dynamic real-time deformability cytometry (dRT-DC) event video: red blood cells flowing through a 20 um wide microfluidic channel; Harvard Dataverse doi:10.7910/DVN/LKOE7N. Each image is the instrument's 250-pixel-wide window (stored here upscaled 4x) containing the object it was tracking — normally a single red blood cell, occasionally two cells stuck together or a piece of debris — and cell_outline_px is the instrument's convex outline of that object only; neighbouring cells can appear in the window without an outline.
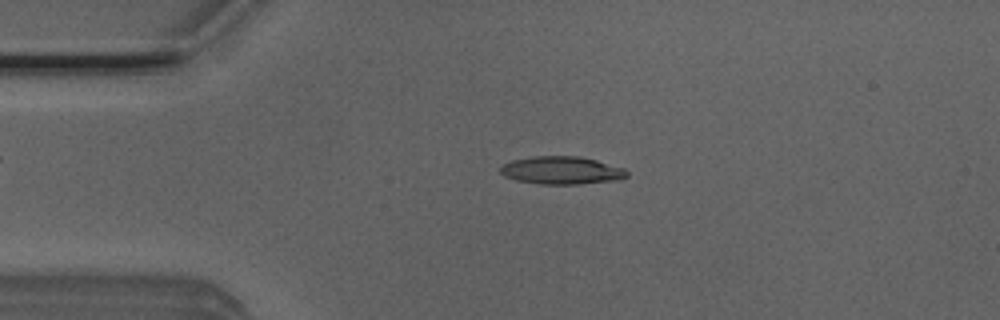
{"species": "Egyptian fruit bat (a non-hibernating species)", "species_latin": "Rousettus aegyptiacus", "temperature_condition": "room temperature", "stored_images_in_passage": 51, "camera_frame_rate_fps": 3000, "um_per_image_px": 0.085, "animal": {"sex": "male"}, "frame": {"image": 1, "passage_image": 10, "time_ms": 3.0, "image_size_px": [1000, 320], "cell_outline_px": [[628, 176], [620, 180], [576, 184], [540, 184], [516, 180], [504, 176], [500, 172], [500, 168], [504, 164], [512, 160], [532, 156], [580, 156], [596, 160], [624, 168], [628, 172]], "centroid_in_image_um": [47.75, 14.48], "position_along_channel_um": 37.2, "area_um2": 20.58}}
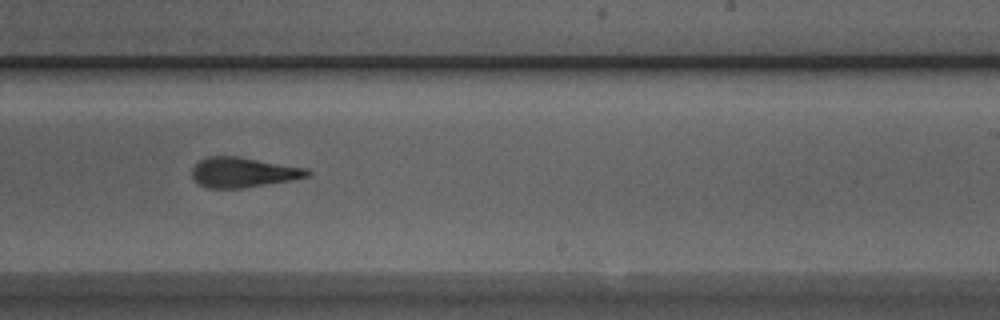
{"frame": {"image": 2, "passage_image": 30, "time_ms": 9.667, "image_size_px": [1000, 320], "cell_outline_px": [[312, 172], [308, 176], [292, 180], [240, 188], [208, 188], [200, 184], [192, 176], [192, 168], [200, 160], [208, 156], [240, 156], [308, 168]], "centroid_in_image_um": [20.7, 14.63], "position_along_channel_um": 268.3, "area_um2": 20.17}}
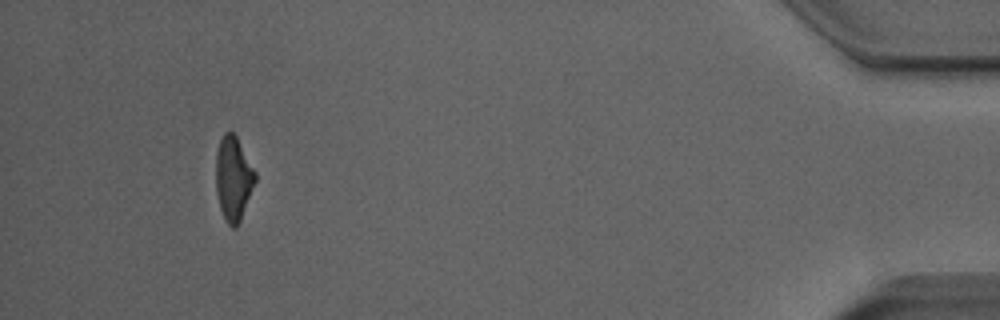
{"frame": {"image": 3, "passage_image": 47, "time_ms": 15.333, "image_size_px": [1000, 320], "cell_outline_px": [[256, 180], [240, 220], [236, 228], [232, 228], [228, 224], [220, 208], [216, 192], [216, 152], [220, 140], [224, 132], [232, 132], [236, 136], [256, 172]], "centroid_in_image_um": [19.83, 15.16], "position_along_channel_um": 415.4, "area_um2": 19.07}, "authors_computed_cell_mechanics": {"area_um2": 20.3456, "velocity_mm_per_s": 3.914, "shape_relaxation_time_tau1_ms": 6.9226, "shape_relaxation_time_tau2_ms": 3.0199, "deformation_change_tau1": 0.2416, "deformation_change_tau2": 0.1517}}